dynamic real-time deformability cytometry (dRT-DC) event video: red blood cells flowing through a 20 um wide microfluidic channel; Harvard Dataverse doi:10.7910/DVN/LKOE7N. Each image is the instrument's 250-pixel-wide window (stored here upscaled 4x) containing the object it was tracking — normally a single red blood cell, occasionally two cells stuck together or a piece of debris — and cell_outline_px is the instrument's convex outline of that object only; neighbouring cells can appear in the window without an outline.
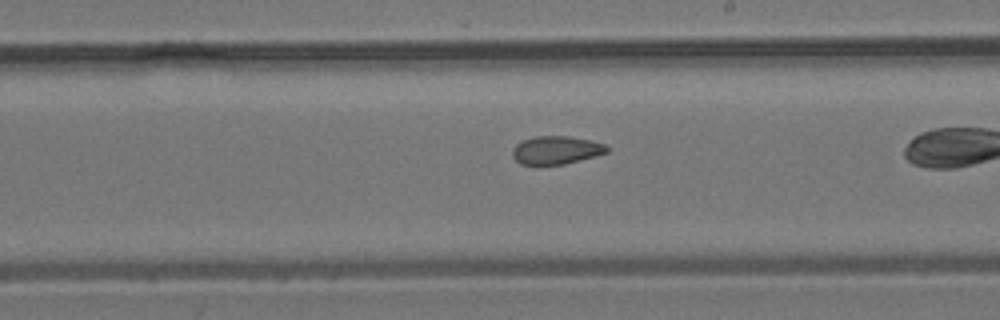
{"species": "common noctule bat (a hibernating species)", "species_latin": "Nyctalus noctula", "temperature_condition": "room temperature", "stored_images_in_passage": 30, "camera_frame_rate_fps": 3000, "um_per_image_px": 0.085, "animal": {"sex": "male", "body_mass_g": 19.2, "forearm_length_mm": 51.8}, "frame": {"image": 1, "passage_image": 22, "time_ms": 7.0, "image_size_px": [1000, 320], "cell_outline_px": [[608, 152], [596, 156], [564, 164], [520, 164], [512, 156], [512, 148], [516, 144], [524, 140], [536, 136], [568, 136], [592, 140], [604, 144], [608, 148]], "centroid_in_image_um": [47.28, 12.75], "position_along_channel_um": 241.7, "area_um2": 15.43}}